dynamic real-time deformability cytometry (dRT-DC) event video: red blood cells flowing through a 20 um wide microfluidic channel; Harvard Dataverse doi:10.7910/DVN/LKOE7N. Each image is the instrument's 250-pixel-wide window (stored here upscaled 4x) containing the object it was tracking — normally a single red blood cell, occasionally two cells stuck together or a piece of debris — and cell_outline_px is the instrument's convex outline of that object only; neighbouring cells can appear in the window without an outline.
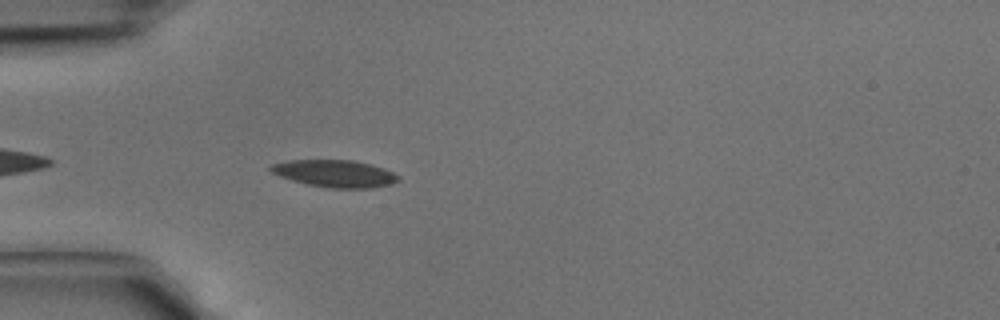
{"species": "common noctule bat (a hibernating species)", "species_latin": "Nyctalus noctula", "temperature_condition": "cold", "stored_images_in_passage": 6, "camera_frame_rate_fps": 3000, "um_per_image_px": 0.085, "animal": {"sex": "male", "body_mass_g": 15.6}, "frame": {"image": 1, "passage_image": 3, "time_ms": 0.667, "image_size_px": [1000, 320], "cell_outline_px": [[400, 180], [392, 184], [372, 188], [328, 188], [308, 184], [292, 180], [280, 176], [272, 172], [268, 168], [272, 164], [288, 160], [352, 160], [384, 168], [400, 176]], "centroid_in_image_um": [28.48, 14.75], "position_along_channel_um": 56.5, "area_um2": 20.17}}